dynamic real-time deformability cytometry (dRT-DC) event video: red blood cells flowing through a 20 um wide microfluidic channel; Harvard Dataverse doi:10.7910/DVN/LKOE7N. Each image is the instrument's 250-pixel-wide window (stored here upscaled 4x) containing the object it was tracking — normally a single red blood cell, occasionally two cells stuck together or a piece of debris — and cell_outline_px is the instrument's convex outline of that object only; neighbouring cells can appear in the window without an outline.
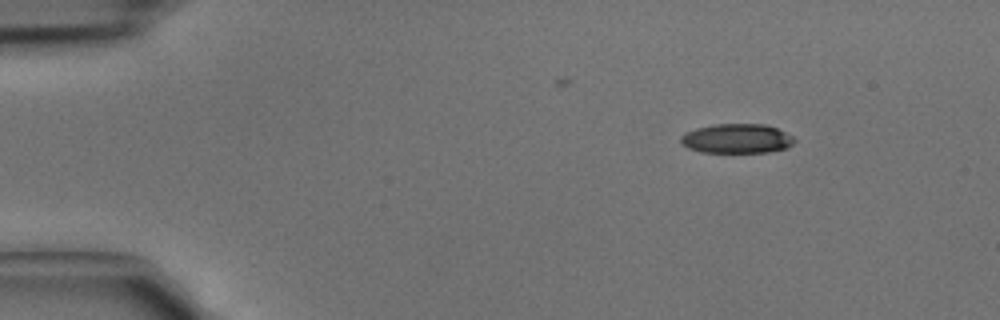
{"species": "common noctule bat (a hibernating species)", "species_latin": "Nyctalus noctula", "temperature_condition": "cold", "stored_images_in_passage": 3, "camera_frame_rate_fps": 3000, "um_per_image_px": 0.085, "animal": {"sex": "male", "body_mass_g": 15.6}, "frame": {"image": 1, "passage_image": 1, "time_ms": 0.0, "image_size_px": [1000, 320], "cell_outline_px": [[796, 140], [792, 144], [784, 148], [768, 152], [700, 152], [688, 148], [680, 140], [680, 136], [684, 132], [696, 128], [712, 124], [764, 124], [776, 128], [792, 136]], "centroid_in_image_um": [62.59, 11.77], "position_along_channel_um": 22.4, "area_um2": 19.42}}
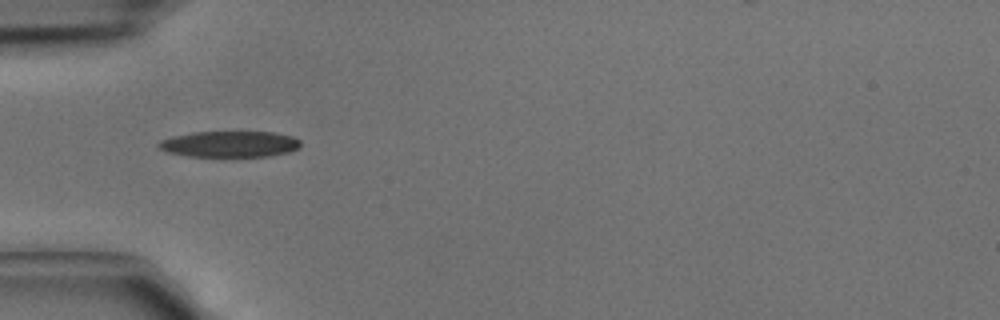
{"frame": {"image": 2, "passage_image": 3, "time_ms": 0.667, "image_size_px": [1000, 320], "cell_outline_px": [[300, 148], [288, 152], [268, 156], [188, 156], [168, 152], [156, 148], [156, 144], [160, 140], [172, 136], [192, 132], [272, 132], [292, 136], [300, 140]], "centroid_in_image_um": [19.49, 12.24], "position_along_channel_um": 65.5, "area_um2": 21.62}}